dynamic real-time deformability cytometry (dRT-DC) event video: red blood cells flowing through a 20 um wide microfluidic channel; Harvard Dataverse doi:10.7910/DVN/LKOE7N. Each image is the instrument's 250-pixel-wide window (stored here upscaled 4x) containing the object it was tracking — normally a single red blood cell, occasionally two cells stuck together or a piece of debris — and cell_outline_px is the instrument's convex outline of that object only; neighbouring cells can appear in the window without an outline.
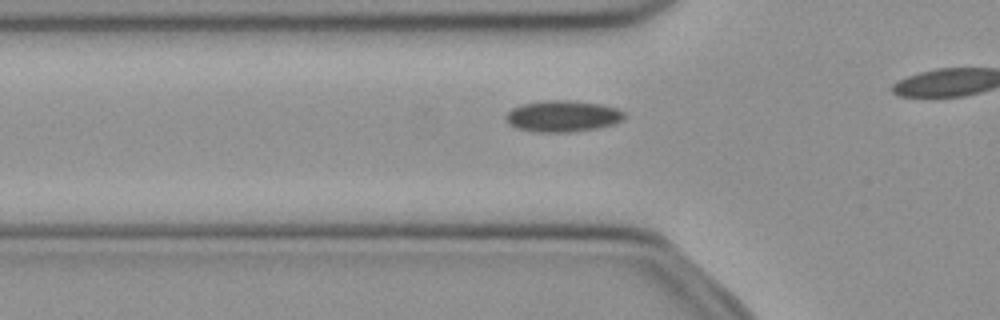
{"species": "common noctule bat (a hibernating species)", "species_latin": "Nyctalus noctula", "temperature_condition": "cold", "stored_images_in_passage": 37, "camera_frame_rate_fps": 3000, "um_per_image_px": 0.085, "animal": {"sex": "female", "body_mass_g": 21.9}, "frame": {"image": 1, "passage_image": 13, "time_ms": 4.0, "image_size_px": [1000, 320], "cell_outline_px": [[624, 116], [620, 120], [612, 124], [596, 128], [572, 132], [532, 132], [516, 128], [508, 124], [504, 116], [512, 108], [520, 104], [544, 100], [568, 100], [600, 104], [616, 108], [624, 112]], "centroid_in_image_um": [47.75, 9.87], "position_along_channel_um": 78.1, "area_um2": 21.68}}
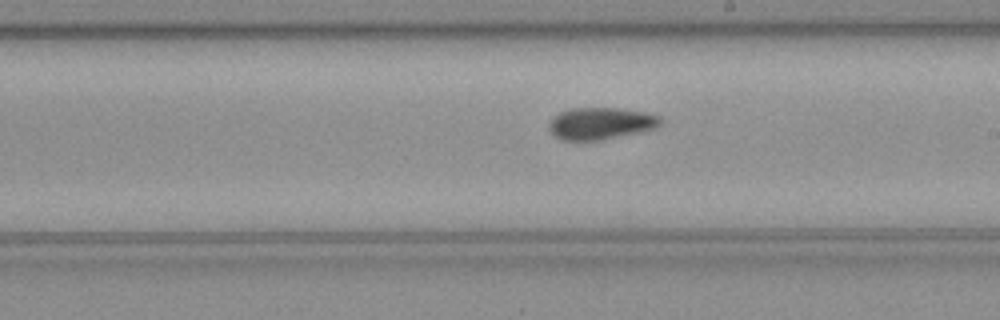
{"frame": {"image": 2, "passage_image": 25, "time_ms": 8.0, "image_size_px": [1000, 320], "cell_outline_px": [[660, 124], [652, 128], [636, 132], [600, 140], [560, 140], [548, 128], [548, 124], [560, 112], [572, 108], [620, 108], [648, 112], [660, 116]], "centroid_in_image_um": [51.04, 10.47], "position_along_channel_um": 238.0, "area_um2": 20.4}}
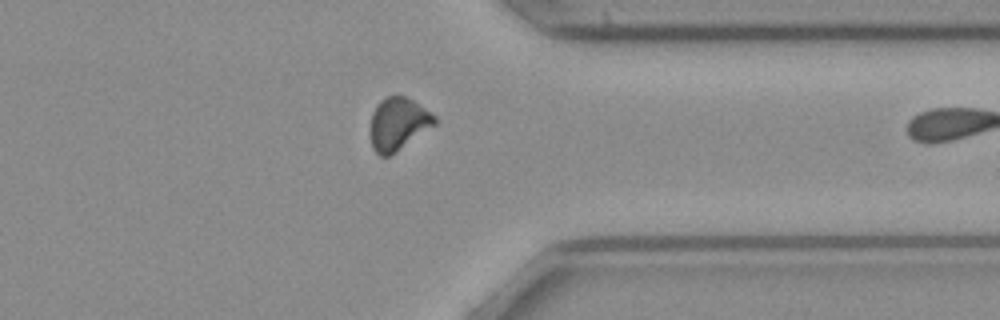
{"frame": {"image": 3, "passage_image": 36, "time_ms": 11.667, "image_size_px": [1000, 320], "cell_outline_px": [[436, 124], [396, 152], [388, 156], [380, 156], [372, 148], [368, 132], [368, 128], [372, 112], [376, 104], [380, 100], [388, 96], [404, 96], [412, 100], [436, 116]], "centroid_in_image_um": [33.78, 10.54], "position_along_channel_um": 377.6, "area_um2": 19.94}}